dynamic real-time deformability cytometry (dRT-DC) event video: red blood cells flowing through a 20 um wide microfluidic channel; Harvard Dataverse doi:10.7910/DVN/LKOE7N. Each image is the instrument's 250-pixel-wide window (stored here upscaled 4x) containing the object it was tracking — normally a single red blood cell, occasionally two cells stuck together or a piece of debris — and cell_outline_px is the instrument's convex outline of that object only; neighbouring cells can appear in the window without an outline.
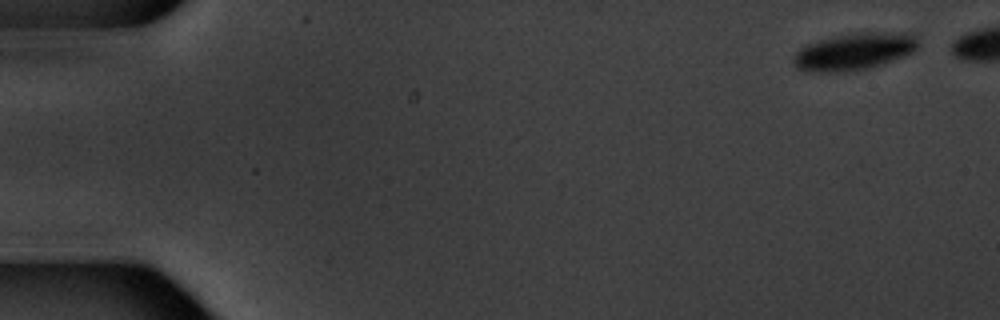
{"species": "common noctule bat (a hibernating species)", "species_latin": "Nyctalus noctula", "temperature_condition": "warm", "stored_images_in_passage": 6, "camera_frame_rate_fps": 3000, "um_per_image_px": 0.085, "animal": {"sex": "male", "body_mass_g": 20.1, "forearm_length_mm": 53.5}, "frame": {"image": 1, "passage_image": 1, "time_ms": 0.0, "image_size_px": [1000, 320], "cell_outline_px": [[920, 44], [912, 52], [880, 64], [868, 68], [832, 72], [804, 72], [796, 68], [792, 60], [792, 56], [804, 44], [836, 36], [856, 32], [912, 32], [916, 36]], "centroid_in_image_um": [72.57, 4.36], "position_along_channel_um": 12.4, "area_um2": 26.99}}